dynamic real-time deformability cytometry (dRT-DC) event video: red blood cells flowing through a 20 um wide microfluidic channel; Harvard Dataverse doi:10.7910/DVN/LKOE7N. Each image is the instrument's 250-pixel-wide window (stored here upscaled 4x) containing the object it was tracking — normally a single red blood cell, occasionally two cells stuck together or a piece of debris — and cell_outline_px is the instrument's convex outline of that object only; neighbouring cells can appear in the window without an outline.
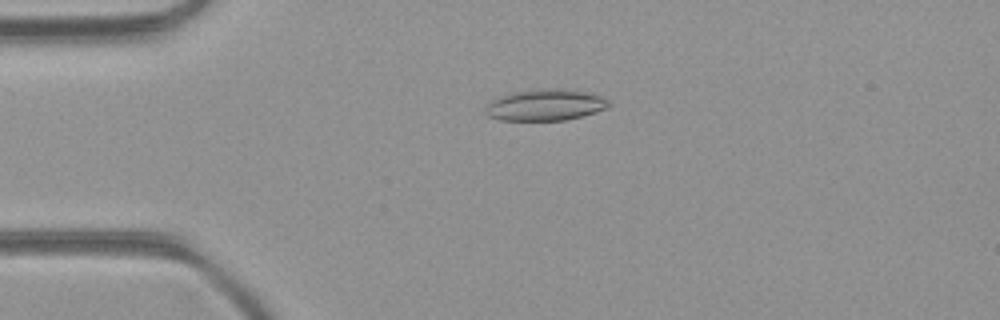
{"species": "common noctule bat (a hibernating species)", "species_latin": "Nyctalus noctula", "temperature_condition": "room temperature", "stored_images_in_passage": 40, "camera_frame_rate_fps": 3000, "um_per_image_px": 0.085, "animal": {"sex": "female", "body_mass_g": 21.9}, "frame": {"image": 1, "passage_image": 2, "time_ms": 0.333, "image_size_px": [1000, 320], "cell_outline_px": [[612, 104], [608, 108], [580, 116], [564, 120], [500, 120], [488, 116], [484, 112], [484, 108], [492, 100], [500, 96], [516, 92], [552, 88], [556, 88], [584, 92], [600, 96], [608, 100]], "centroid_in_image_um": [46.34, 8.93], "position_along_channel_um": 38.7, "area_um2": 22.2}}
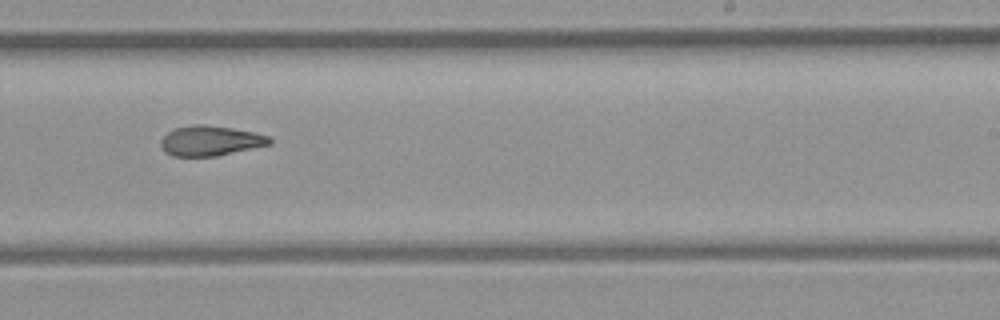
{"frame": {"image": 2, "passage_image": 21, "time_ms": 6.667, "image_size_px": [1000, 320], "cell_outline_px": [[272, 144], [216, 156], [172, 156], [164, 152], [160, 144], [160, 140], [168, 132], [176, 128], [192, 124], [204, 124], [232, 128], [252, 132], [268, 136], [272, 140]], "centroid_in_image_um": [17.86, 11.96], "position_along_channel_um": 271.1, "area_um2": 19.02}}
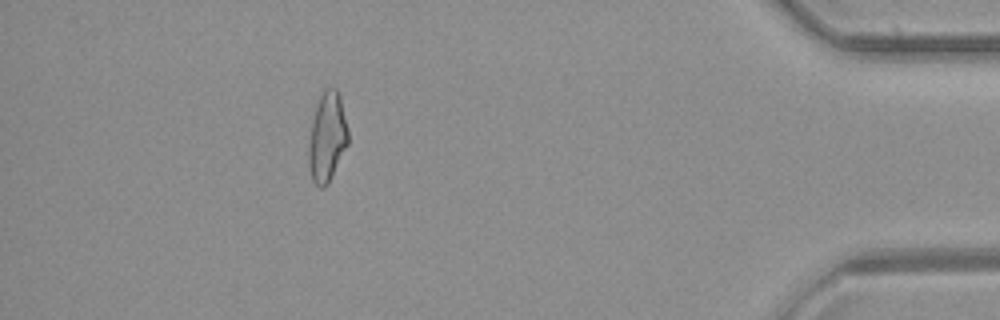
{"frame": {"image": 3, "passage_image": 35, "time_ms": 11.333, "image_size_px": [1000, 320], "cell_outline_px": [[348, 144], [328, 184], [324, 188], [320, 188], [312, 180], [308, 160], [308, 144], [312, 120], [320, 96], [324, 88], [336, 88], [340, 96], [348, 128]], "centroid_in_image_um": [27.81, 11.66], "position_along_channel_um": 407.4, "area_um2": 20.58}, "authors_computed_cell_mechanics": {"area_um2": 19.9121, "velocity_mm_per_s": 4.1547, "shape_relaxation_time_tau1_ms": null, "shape_relaxation_time_tau2_ms": 3.9123, "deformation_change_tau1": null, "deformation_change_tau2": 0.1182}}